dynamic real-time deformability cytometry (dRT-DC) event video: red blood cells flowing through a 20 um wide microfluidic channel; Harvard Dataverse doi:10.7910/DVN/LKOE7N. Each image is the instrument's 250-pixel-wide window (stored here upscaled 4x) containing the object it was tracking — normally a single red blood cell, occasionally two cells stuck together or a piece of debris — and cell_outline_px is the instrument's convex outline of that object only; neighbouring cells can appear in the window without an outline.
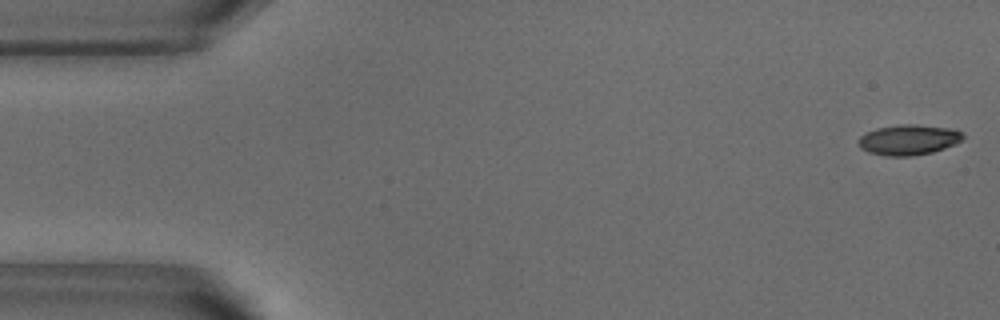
{"species": "common noctule bat (a hibernating species)", "species_latin": "Nyctalus noctula", "temperature_condition": "warm", "stored_images_in_passage": 52, "camera_frame_rate_fps": 3000, "um_per_image_px": 0.085, "animal": {"sex": "male", "body_mass_g": 18.8}, "frame": {"image": 1, "passage_image": 1, "time_ms": 0.0, "image_size_px": [1000, 320], "cell_outline_px": [[964, 136], [956, 144], [932, 152], [912, 156], [884, 156], [868, 152], [860, 148], [856, 140], [860, 136], [876, 128], [900, 124], [916, 124], [948, 128], [960, 132]], "centroid_in_image_um": [77.17, 11.89], "position_along_channel_um": 7.8, "area_um2": 18.5}}
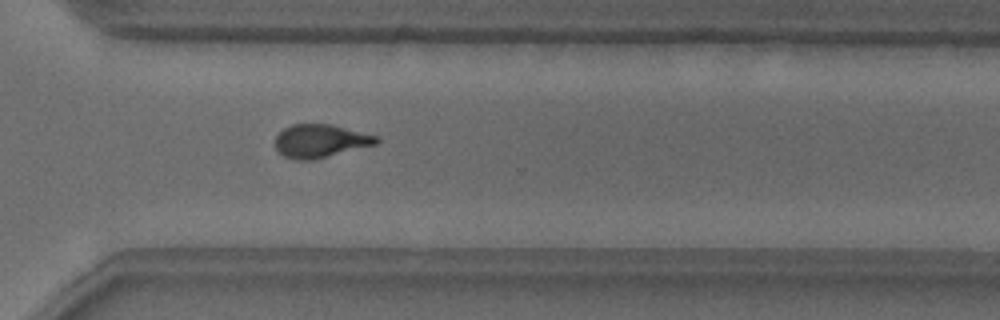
{"frame": {"image": 2, "passage_image": 37, "time_ms": 12.0, "image_size_px": [1000, 320], "cell_outline_px": [[380, 140], [376, 144], [312, 160], [296, 160], [284, 156], [276, 148], [276, 136], [284, 128], [292, 124], [332, 124], [376, 136]], "centroid_in_image_um": [27.21, 11.98], "position_along_channel_um": 343.4, "area_um2": 19.31}}
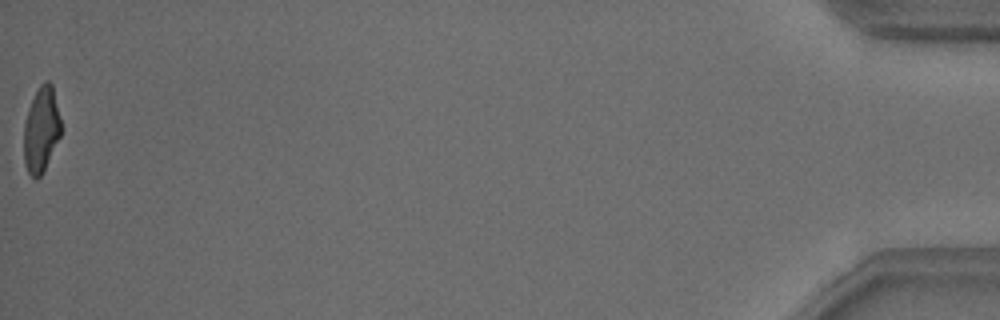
{"frame": {"image": 3, "passage_image": 52, "time_ms": 17.0, "image_size_px": [1000, 320], "cell_outline_px": [[60, 136], [44, 172], [36, 180], [28, 172], [24, 164], [24, 124], [32, 100], [40, 84], [44, 80], [48, 80], [52, 84], [60, 116]], "centroid_in_image_um": [3.51, 11.04], "position_along_channel_um": 431.7, "area_um2": 18.38}, "authors_computed_cell_mechanics": {"area_um2": 19.4786, "velocity_mm_per_s": 3.8364, "shape_relaxation_time_tau1_ms": 6.4765, "shape_relaxation_time_tau2_ms": 1.6389, "deformation_change_tau1": 0.208, "deformation_change_tau2": 0.0954}}